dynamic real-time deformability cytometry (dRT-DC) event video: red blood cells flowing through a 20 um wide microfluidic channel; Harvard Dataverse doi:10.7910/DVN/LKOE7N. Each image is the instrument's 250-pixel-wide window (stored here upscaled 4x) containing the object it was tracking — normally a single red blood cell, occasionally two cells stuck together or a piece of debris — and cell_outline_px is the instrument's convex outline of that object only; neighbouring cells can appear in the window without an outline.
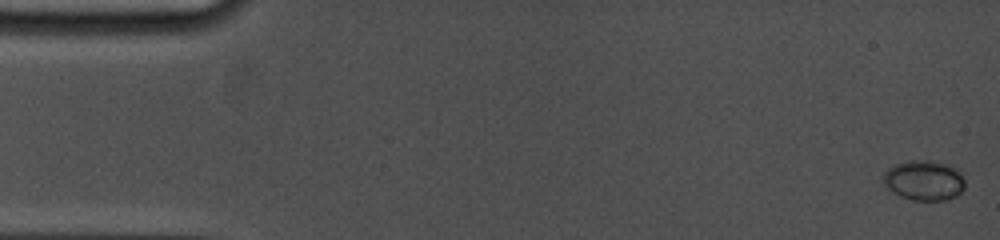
{"species": "common noctule bat (a hibernating species)", "species_latin": "Nyctalus noctula", "temperature_condition": "cold", "stored_images_in_passage": 31, "camera_frame_rate_fps": 5000, "um_per_image_px": 0.085, "animal": {"sex": "female", "body_mass_g": 19.0, "forearm_length_mm": 53.3}, "frame": {"image": 1, "passage_image": 1, "time_ms": 0.0, "image_size_px": [1000, 240], "cell_outline_px": [[964, 188], [956, 196], [944, 200], [912, 200], [900, 196], [888, 188], [884, 184], [884, 172], [888, 168], [896, 164], [908, 160], [928, 160], [948, 164], [956, 168], [960, 172], [964, 180]], "centroid_in_image_um": [78.55, 15.32], "position_along_channel_um": 6.4, "area_um2": 19.02}}
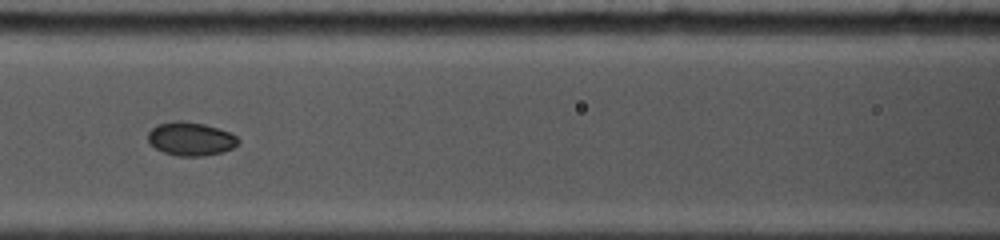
{"frame": {"image": 2, "passage_image": 14, "time_ms": 7.4, "image_size_px": [1000, 240], "cell_outline_px": [[240, 144], [232, 148], [220, 152], [204, 156], [180, 156], [164, 152], [156, 148], [148, 140], [148, 132], [156, 124], [176, 120], [184, 120], [204, 124], [228, 132], [236, 136], [240, 140]], "centroid_in_image_um": [16.21, 11.79], "position_along_channel_um": 150.4, "area_um2": 17.57}}
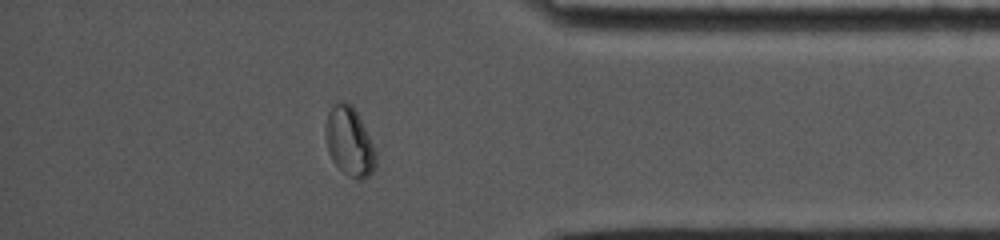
{"frame": {"image": 3, "passage_image": 27, "time_ms": 14.4, "image_size_px": [1000, 240], "cell_outline_px": [[376, 164], [372, 172], [364, 180], [360, 180], [348, 176], [332, 160], [328, 152], [324, 136], [324, 128], [328, 112], [332, 104], [336, 100], [344, 100], [352, 104], [376, 152]], "centroid_in_image_um": [29.66, 12.01], "position_along_channel_um": 405.5, "area_um2": 20.35}, "authors_computed_cell_mechanics": {"area_um2": 17.8024, "velocity_mm_per_s": 3.7774, "shape_relaxation_time_tau1_ms": 4.6353, "shape_relaxation_time_tau2_ms": null, "deformation_change_tau1": 0.0919, "deformation_change_tau2": null}}